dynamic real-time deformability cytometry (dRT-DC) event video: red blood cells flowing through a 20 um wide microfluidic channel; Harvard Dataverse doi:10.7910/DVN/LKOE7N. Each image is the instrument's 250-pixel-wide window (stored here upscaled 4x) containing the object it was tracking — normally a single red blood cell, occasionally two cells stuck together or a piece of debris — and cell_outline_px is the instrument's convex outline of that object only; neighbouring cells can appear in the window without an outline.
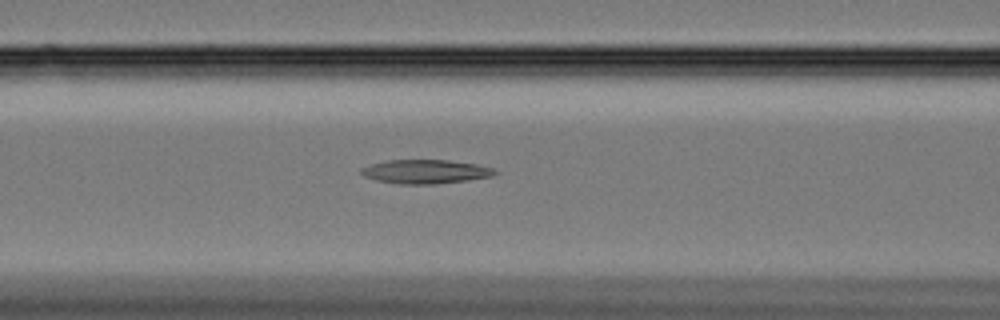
{"species": "Egyptian fruit bat (a non-hibernating species)", "species_latin": "Rousettus aegyptiacus", "temperature_condition": "cold", "stored_images_in_passage": 49, "camera_frame_rate_fps": 3000, "um_per_image_px": 0.085, "animal": {"sex": "female"}, "frame": {"image": 1, "passage_image": 14, "time_ms": 4.333, "image_size_px": [1000, 320], "cell_outline_px": [[496, 172], [492, 176], [436, 184], [400, 184], [376, 180], [364, 176], [360, 172], [364, 168], [372, 164], [388, 160], [448, 160], [476, 164], [492, 168]], "centroid_in_image_um": [36.15, 14.59], "position_along_channel_um": 130.5, "area_um2": 18.26}}
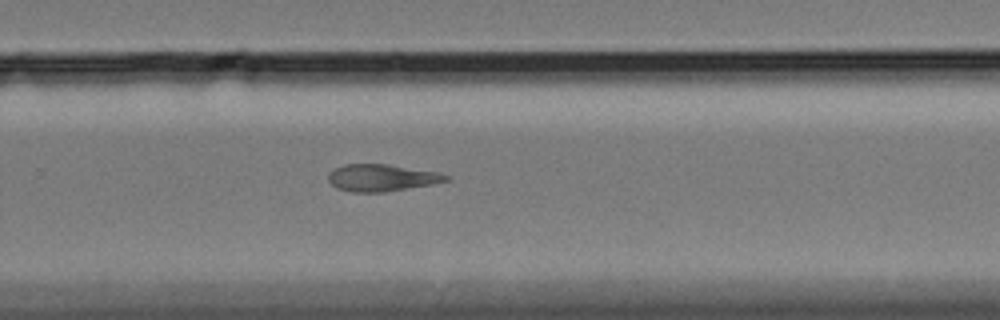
{"frame": {"image": 2, "passage_image": 29, "time_ms": 9.333, "image_size_px": [1000, 320], "cell_outline_px": [[452, 176], [448, 180], [432, 184], [384, 192], [352, 192], [336, 188], [328, 180], [328, 172], [344, 164], [388, 164], [436, 172]], "centroid_in_image_um": [32.42, 15.11], "position_along_channel_um": 297.4, "area_um2": 18.44}}
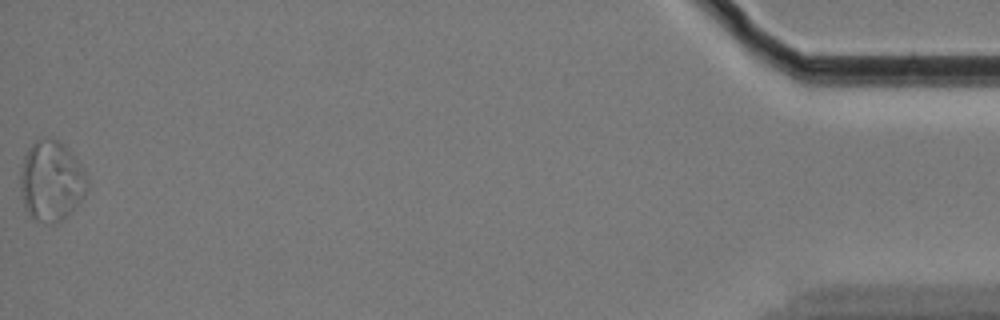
{"frame": {"image": 3, "passage_image": 49, "time_ms": 16.0, "image_size_px": [1000, 320], "cell_outline_px": [[88, 188], [84, 196], [56, 224], [48, 224], [36, 220], [24, 208], [20, 188], [20, 172], [24, 156], [28, 148], [36, 140], [60, 140], [64, 144], [80, 164], [88, 180]], "centroid_in_image_um": [4.34, 15.39], "position_along_channel_um": 430.9, "area_um2": 30.92}}